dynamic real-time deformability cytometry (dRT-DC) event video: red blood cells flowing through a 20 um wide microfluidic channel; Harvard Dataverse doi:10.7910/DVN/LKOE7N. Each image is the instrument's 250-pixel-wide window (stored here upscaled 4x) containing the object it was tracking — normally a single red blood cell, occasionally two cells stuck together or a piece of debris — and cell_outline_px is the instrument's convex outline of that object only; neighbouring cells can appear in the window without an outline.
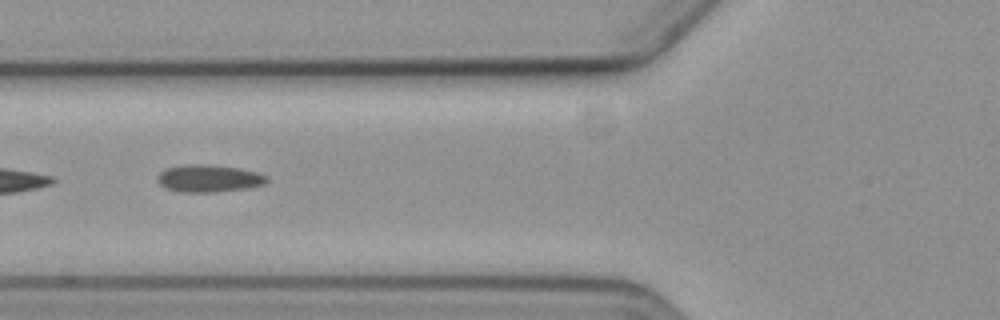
{"species": "common noctule bat (a hibernating species)", "species_latin": "Nyctalus noctula", "temperature_condition": "cold", "stored_images_in_passage": 7, "camera_frame_rate_fps": 3000, "um_per_image_px": 0.085, "animal": {"sex": "female", "body_mass_g": 19.3, "forearm_length_mm": 54.1}, "frame": {"image": 1, "passage_image": 4, "time_ms": 4.333, "image_size_px": [1000, 320], "cell_outline_px": [[268, 180], [264, 184], [248, 188], [216, 192], [180, 192], [168, 188], [160, 184], [156, 180], [156, 176], [160, 172], [168, 168], [188, 164], [200, 164], [240, 168], [256, 172], [268, 176]], "centroid_in_image_um": [17.76, 15.17], "position_along_channel_um": 108.0, "area_um2": 17.34}}
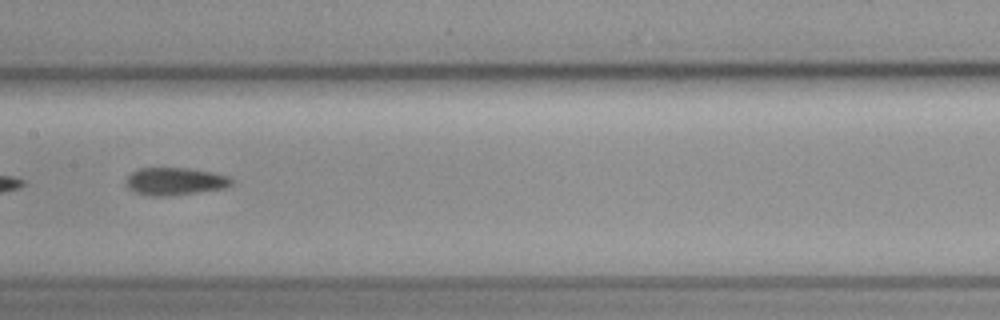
{"frame": {"image": 2, "passage_image": 6, "time_ms": 6.667, "image_size_px": [1000, 320], "cell_outline_px": [[232, 184], [224, 188], [168, 196], [152, 196], [136, 192], [128, 188], [128, 176], [136, 168], [188, 168], [212, 172], [228, 176], [232, 180]], "centroid_in_image_um": [14.88, 15.4], "position_along_channel_um": 192.5, "area_um2": 16.7}}